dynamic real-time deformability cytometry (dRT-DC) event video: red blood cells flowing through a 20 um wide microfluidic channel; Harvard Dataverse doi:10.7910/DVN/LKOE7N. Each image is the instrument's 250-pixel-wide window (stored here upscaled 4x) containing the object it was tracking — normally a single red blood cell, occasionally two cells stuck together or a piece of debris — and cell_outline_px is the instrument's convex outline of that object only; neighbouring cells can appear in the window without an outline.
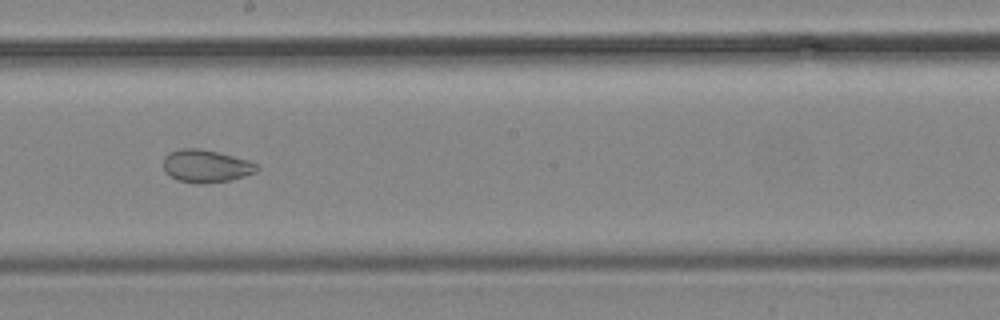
{"species": "common noctule bat (a hibernating species)", "species_latin": "Nyctalus noctula", "temperature_condition": "cold", "stored_images_in_passage": 19, "camera_frame_rate_fps": 3000, "um_per_image_px": 0.085, "animal": {"sex": "male", "body_mass_g": 19.2, "forearm_length_mm": 51.8}, "frame": {"image": 1, "passage_image": 14, "time_ms": 16.0, "image_size_px": [1000, 320], "cell_outline_px": [[260, 168], [256, 172], [232, 180], [180, 180], [164, 172], [164, 156], [168, 152], [180, 148], [200, 148], [248, 160], [256, 164]], "centroid_in_image_um": [17.51, 14.05], "position_along_channel_um": 230.7, "area_um2": 16.99}}